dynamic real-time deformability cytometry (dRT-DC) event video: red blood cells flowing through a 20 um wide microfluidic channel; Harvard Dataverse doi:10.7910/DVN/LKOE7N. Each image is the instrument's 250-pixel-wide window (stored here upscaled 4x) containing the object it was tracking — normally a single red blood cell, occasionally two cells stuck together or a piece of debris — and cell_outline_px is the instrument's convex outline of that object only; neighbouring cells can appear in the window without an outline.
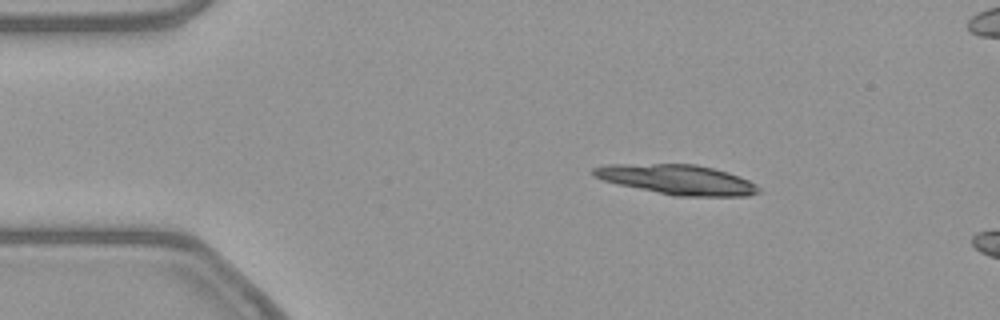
{"species": "common noctule bat (a hibernating species)", "species_latin": "Nyctalus noctula", "temperature_condition": "warm", "stored_images_in_passage": 6, "camera_frame_rate_fps": 3000, "um_per_image_px": 0.085, "animal": {"sex": "female", "body_mass_g": 21.9}, "frame": {"image": 1, "passage_image": 1, "time_ms": 0.0, "image_size_px": [1000, 320], "cell_outline_px": [[760, 192], [748, 196], [672, 196], [616, 184], [592, 176], [592, 168], [604, 164], [696, 164], [728, 172], [740, 176], [756, 184], [760, 188]], "centroid_in_image_um": [57.54, 15.27], "position_along_channel_um": 27.5, "area_um2": 29.02}}